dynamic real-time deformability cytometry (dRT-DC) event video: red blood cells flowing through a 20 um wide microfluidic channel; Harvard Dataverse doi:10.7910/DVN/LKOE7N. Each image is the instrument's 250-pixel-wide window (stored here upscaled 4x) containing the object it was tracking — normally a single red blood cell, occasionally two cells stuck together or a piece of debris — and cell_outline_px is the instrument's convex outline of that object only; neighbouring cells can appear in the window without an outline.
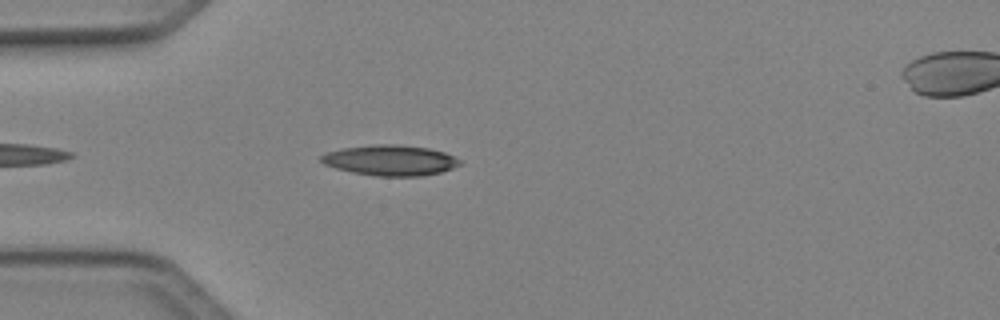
{"species": "Egyptian fruit bat (a non-hibernating species)", "species_latin": "Rousettus aegyptiacus", "temperature_condition": "cold", "stored_images_in_passage": 37, "camera_frame_rate_fps": 3000, "um_per_image_px": 0.085, "animal": {"sex": "female"}, "frame": {"image": 1, "passage_image": 4, "time_ms": 1.0, "image_size_px": [1000, 320], "cell_outline_px": [[464, 164], [440, 172], [420, 176], [376, 176], [352, 172], [336, 168], [324, 164], [320, 160], [320, 156], [328, 152], [344, 148], [376, 144], [396, 144], [428, 148], [444, 152], [460, 160]], "centroid_in_image_um": [33.19, 13.63], "position_along_channel_um": 51.8, "area_um2": 24.51}}
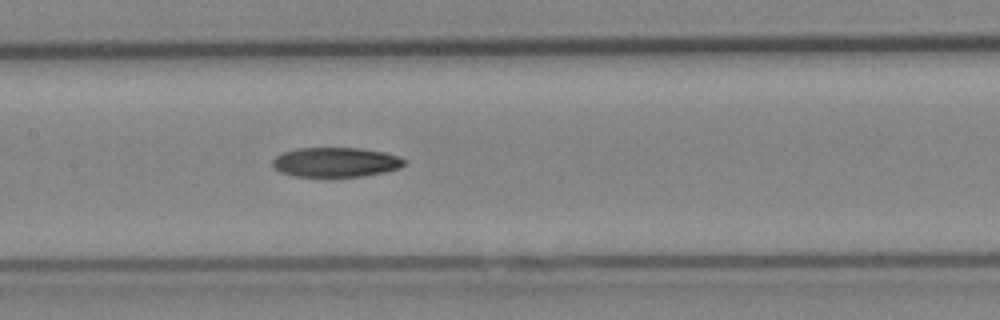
{"frame": {"image": 2, "passage_image": 14, "time_ms": 4.333, "image_size_px": [1000, 320], "cell_outline_px": [[408, 164], [400, 168], [384, 172], [364, 176], [328, 180], [292, 176], [280, 172], [272, 168], [272, 160], [276, 156], [284, 152], [296, 148], [360, 148], [384, 152], [400, 156], [408, 160]], "centroid_in_image_um": [28.54, 13.84], "position_along_channel_um": 178.9, "area_um2": 24.04}}
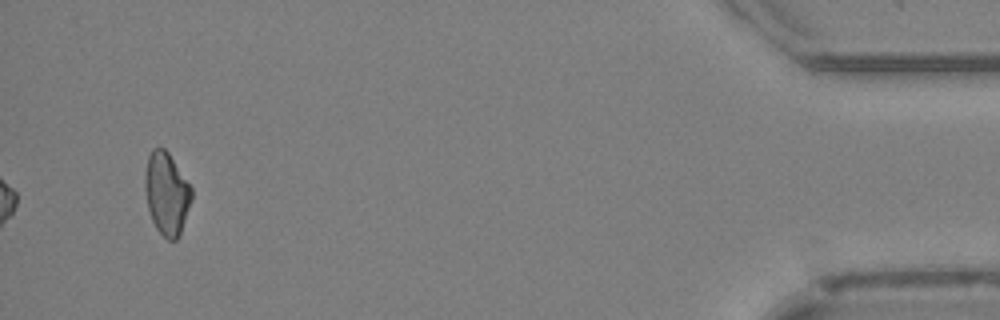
{"frame": {"image": 3, "passage_image": 37, "time_ms": 12.0, "image_size_px": [1000, 320], "cell_outline_px": [[192, 200], [180, 236], [176, 240], [168, 240], [156, 228], [152, 220], [148, 208], [144, 188], [144, 176], [148, 156], [152, 148], [164, 148], [168, 152], [192, 188]], "centroid_in_image_um": [14.16, 16.46], "position_along_channel_um": 421.0, "area_um2": 22.48}, "authors_computed_cell_mechanics": {"area_um2": 23.0622, "velocity_mm_per_s": 4.1429, "shape_relaxation_time_tau1_ms": 9.7592, "shape_relaxation_time_tau2_ms": null, "deformation_change_tau1": 0.1882, "deformation_change_tau2": null}}